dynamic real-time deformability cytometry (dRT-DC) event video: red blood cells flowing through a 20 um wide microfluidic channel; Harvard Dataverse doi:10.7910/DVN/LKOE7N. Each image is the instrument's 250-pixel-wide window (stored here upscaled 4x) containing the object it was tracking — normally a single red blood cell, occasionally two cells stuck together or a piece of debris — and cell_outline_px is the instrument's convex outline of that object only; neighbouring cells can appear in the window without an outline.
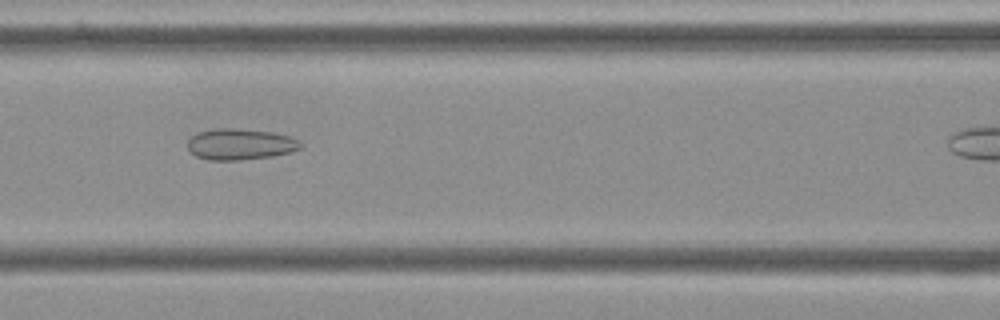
{"species": "Egyptian fruit bat (a non-hibernating species)", "species_latin": "Rousettus aegyptiacus", "temperature_condition": "cold", "stored_images_in_passage": 32, "camera_frame_rate_fps": 3000, "um_per_image_px": 0.085, "frame": {"image": 1, "passage_image": 18, "time_ms": 5.667, "image_size_px": [1000, 320], "cell_outline_px": [[304, 144], [300, 148], [288, 152], [272, 156], [236, 160], [208, 160], [196, 156], [188, 148], [188, 140], [196, 132], [216, 128], [236, 128], [272, 132], [288, 136], [300, 140]], "centroid_in_image_um": [20.41, 12.25], "position_along_channel_um": 146.2, "area_um2": 20.46}}
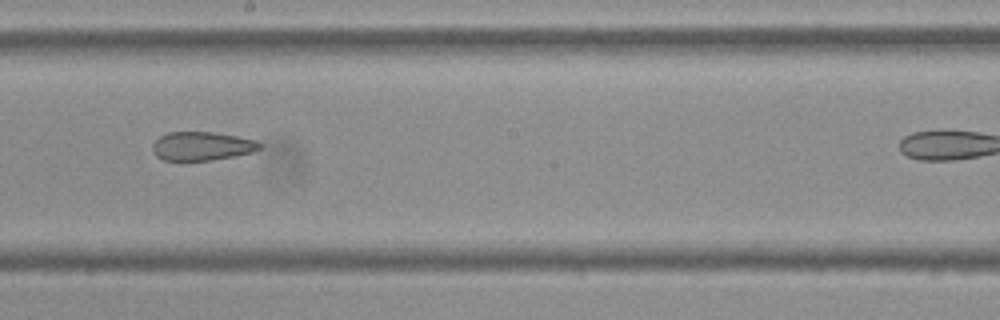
{"frame": {"image": 2, "passage_image": 25, "time_ms": 8.0, "image_size_px": [1000, 320], "cell_outline_px": [[264, 144], [260, 148], [252, 152], [236, 156], [212, 160], [164, 160], [156, 156], [152, 148], [152, 144], [160, 136], [168, 132], [212, 132], [236, 136], [256, 140]], "centroid_in_image_um": [17.18, 12.42], "position_along_channel_um": 231.0, "area_um2": 17.92}}
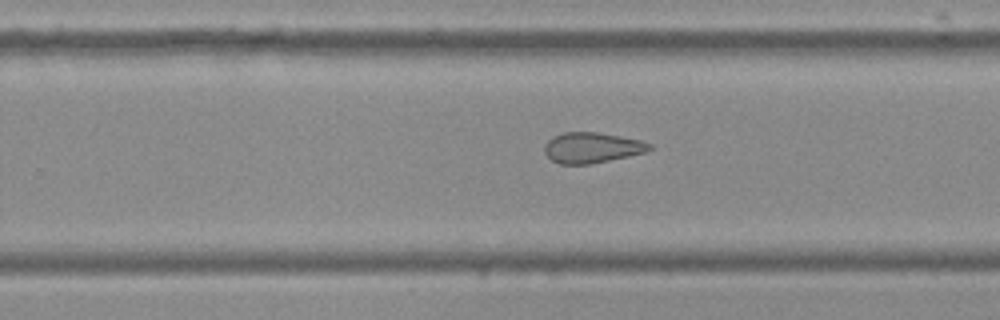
{"frame": {"image": 3, "passage_image": 29, "time_ms": 9.333, "image_size_px": [1000, 320], "cell_outline_px": [[652, 148], [644, 152], [628, 156], [592, 164], [560, 164], [552, 160], [544, 152], [544, 144], [552, 136], [564, 132], [596, 132], [620, 136], [640, 140], [652, 144]], "centroid_in_image_um": [50.28, 12.55], "position_along_channel_um": 279.5, "area_um2": 18.67}}